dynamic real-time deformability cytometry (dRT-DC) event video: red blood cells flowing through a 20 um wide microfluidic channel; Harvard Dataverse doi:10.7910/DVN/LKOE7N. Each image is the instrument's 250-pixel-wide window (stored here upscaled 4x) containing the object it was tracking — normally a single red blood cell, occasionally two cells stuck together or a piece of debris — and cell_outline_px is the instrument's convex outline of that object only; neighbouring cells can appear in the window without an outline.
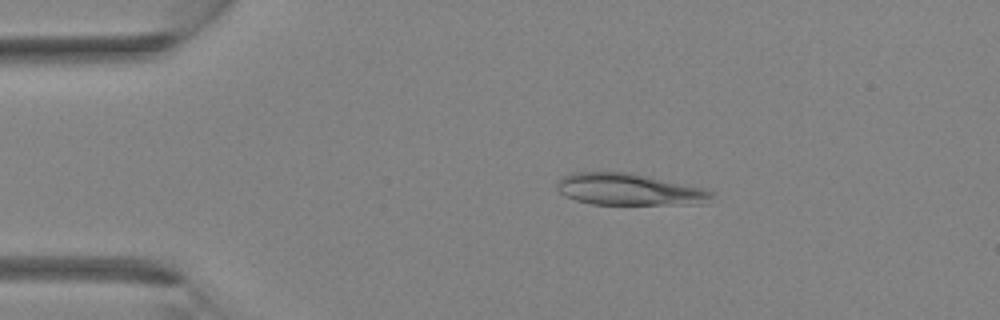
{"species": "Egyptian fruit bat (a non-hibernating species)", "species_latin": "Rousettus aegyptiacus", "temperature_condition": "room temperature", "stored_images_in_passage": 3, "camera_frame_rate_fps": 3000, "um_per_image_px": 0.085, "animal": {"sex": "female"}, "frame": {"image": 1, "passage_image": 2, "time_ms": 1.0, "image_size_px": [1000, 320], "cell_outline_px": [[716, 192], [704, 204], [592, 204], [576, 200], [564, 196], [556, 188], [556, 184], [564, 176], [572, 172], [632, 172], [704, 188]], "centroid_in_image_um": [53.48, 16.1], "position_along_channel_um": 31.5, "area_um2": 28.73}}